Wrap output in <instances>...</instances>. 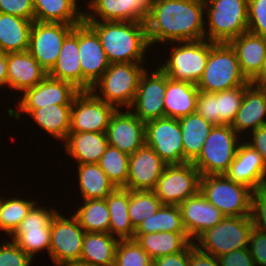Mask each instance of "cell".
<instances>
[{
	"label": "cell",
	"instance_id": "1",
	"mask_svg": "<svg viewBox=\"0 0 266 266\" xmlns=\"http://www.w3.org/2000/svg\"><path fill=\"white\" fill-rule=\"evenodd\" d=\"M204 16V0H151L145 21L150 46L205 39Z\"/></svg>",
	"mask_w": 266,
	"mask_h": 266
},
{
	"label": "cell",
	"instance_id": "2",
	"mask_svg": "<svg viewBox=\"0 0 266 266\" xmlns=\"http://www.w3.org/2000/svg\"><path fill=\"white\" fill-rule=\"evenodd\" d=\"M98 35L110 63H145L150 46L144 22L85 21Z\"/></svg>",
	"mask_w": 266,
	"mask_h": 266
},
{
	"label": "cell",
	"instance_id": "3",
	"mask_svg": "<svg viewBox=\"0 0 266 266\" xmlns=\"http://www.w3.org/2000/svg\"><path fill=\"white\" fill-rule=\"evenodd\" d=\"M251 83L242 73L236 52L231 45L210 42L206 67L196 84L198 90L216 93Z\"/></svg>",
	"mask_w": 266,
	"mask_h": 266
},
{
	"label": "cell",
	"instance_id": "4",
	"mask_svg": "<svg viewBox=\"0 0 266 266\" xmlns=\"http://www.w3.org/2000/svg\"><path fill=\"white\" fill-rule=\"evenodd\" d=\"M204 4L206 40L229 43L248 31V0H204Z\"/></svg>",
	"mask_w": 266,
	"mask_h": 266
},
{
	"label": "cell",
	"instance_id": "5",
	"mask_svg": "<svg viewBox=\"0 0 266 266\" xmlns=\"http://www.w3.org/2000/svg\"><path fill=\"white\" fill-rule=\"evenodd\" d=\"M145 69V66L141 63H111L102 76L93 84L90 91L97 98L115 106L117 109L121 107L129 109L135 98L140 77Z\"/></svg>",
	"mask_w": 266,
	"mask_h": 266
},
{
	"label": "cell",
	"instance_id": "6",
	"mask_svg": "<svg viewBox=\"0 0 266 266\" xmlns=\"http://www.w3.org/2000/svg\"><path fill=\"white\" fill-rule=\"evenodd\" d=\"M252 228L250 216H225L216 226L199 235L194 240V245L199 250L218 258L231 251L248 248Z\"/></svg>",
	"mask_w": 266,
	"mask_h": 266
},
{
	"label": "cell",
	"instance_id": "7",
	"mask_svg": "<svg viewBox=\"0 0 266 266\" xmlns=\"http://www.w3.org/2000/svg\"><path fill=\"white\" fill-rule=\"evenodd\" d=\"M241 139L231 125H214L192 164L201 176L224 174L235 158Z\"/></svg>",
	"mask_w": 266,
	"mask_h": 266
},
{
	"label": "cell",
	"instance_id": "8",
	"mask_svg": "<svg viewBox=\"0 0 266 266\" xmlns=\"http://www.w3.org/2000/svg\"><path fill=\"white\" fill-rule=\"evenodd\" d=\"M200 192L225 216H250L254 191L224 174L201 176Z\"/></svg>",
	"mask_w": 266,
	"mask_h": 266
},
{
	"label": "cell",
	"instance_id": "9",
	"mask_svg": "<svg viewBox=\"0 0 266 266\" xmlns=\"http://www.w3.org/2000/svg\"><path fill=\"white\" fill-rule=\"evenodd\" d=\"M180 44L171 49L169 57L159 68L174 81L197 84L206 67L210 41L174 42Z\"/></svg>",
	"mask_w": 266,
	"mask_h": 266
},
{
	"label": "cell",
	"instance_id": "10",
	"mask_svg": "<svg viewBox=\"0 0 266 266\" xmlns=\"http://www.w3.org/2000/svg\"><path fill=\"white\" fill-rule=\"evenodd\" d=\"M79 92L80 90L73 84L47 75L41 82L25 90L22 96L20 95L17 111L13 108H8L6 111L10 117L19 120L21 115H29L34 109L46 105H72Z\"/></svg>",
	"mask_w": 266,
	"mask_h": 266
},
{
	"label": "cell",
	"instance_id": "11",
	"mask_svg": "<svg viewBox=\"0 0 266 266\" xmlns=\"http://www.w3.org/2000/svg\"><path fill=\"white\" fill-rule=\"evenodd\" d=\"M200 179L192 162L167 165L153 192L162 204L179 205L200 191Z\"/></svg>",
	"mask_w": 266,
	"mask_h": 266
},
{
	"label": "cell",
	"instance_id": "12",
	"mask_svg": "<svg viewBox=\"0 0 266 266\" xmlns=\"http://www.w3.org/2000/svg\"><path fill=\"white\" fill-rule=\"evenodd\" d=\"M37 202L29 210L27 217L10 235L14 241L32 259L36 253L50 249L51 220L58 210L37 206ZM51 210V211H50Z\"/></svg>",
	"mask_w": 266,
	"mask_h": 266
},
{
	"label": "cell",
	"instance_id": "13",
	"mask_svg": "<svg viewBox=\"0 0 266 266\" xmlns=\"http://www.w3.org/2000/svg\"><path fill=\"white\" fill-rule=\"evenodd\" d=\"M85 231L74 215L66 218L58 211L51 220L49 256L56 266L80 260Z\"/></svg>",
	"mask_w": 266,
	"mask_h": 266
},
{
	"label": "cell",
	"instance_id": "14",
	"mask_svg": "<svg viewBox=\"0 0 266 266\" xmlns=\"http://www.w3.org/2000/svg\"><path fill=\"white\" fill-rule=\"evenodd\" d=\"M146 145L167 165L187 163L178 119L163 117L145 122Z\"/></svg>",
	"mask_w": 266,
	"mask_h": 266
},
{
	"label": "cell",
	"instance_id": "15",
	"mask_svg": "<svg viewBox=\"0 0 266 266\" xmlns=\"http://www.w3.org/2000/svg\"><path fill=\"white\" fill-rule=\"evenodd\" d=\"M75 25L33 21L28 52L49 73L57 62L65 38Z\"/></svg>",
	"mask_w": 266,
	"mask_h": 266
},
{
	"label": "cell",
	"instance_id": "16",
	"mask_svg": "<svg viewBox=\"0 0 266 266\" xmlns=\"http://www.w3.org/2000/svg\"><path fill=\"white\" fill-rule=\"evenodd\" d=\"M117 108L97 98L91 91H80L71 105L70 132L106 133Z\"/></svg>",
	"mask_w": 266,
	"mask_h": 266
},
{
	"label": "cell",
	"instance_id": "17",
	"mask_svg": "<svg viewBox=\"0 0 266 266\" xmlns=\"http://www.w3.org/2000/svg\"><path fill=\"white\" fill-rule=\"evenodd\" d=\"M148 73L146 68L129 107L130 111L143 122L165 117L166 74L159 67L150 72V75Z\"/></svg>",
	"mask_w": 266,
	"mask_h": 266
},
{
	"label": "cell",
	"instance_id": "18",
	"mask_svg": "<svg viewBox=\"0 0 266 266\" xmlns=\"http://www.w3.org/2000/svg\"><path fill=\"white\" fill-rule=\"evenodd\" d=\"M78 48L82 71V91H90L111 63L101 46L97 33L85 21L78 24Z\"/></svg>",
	"mask_w": 266,
	"mask_h": 266
},
{
	"label": "cell",
	"instance_id": "19",
	"mask_svg": "<svg viewBox=\"0 0 266 266\" xmlns=\"http://www.w3.org/2000/svg\"><path fill=\"white\" fill-rule=\"evenodd\" d=\"M167 164L146 144L129 156L128 178L124 188L153 191Z\"/></svg>",
	"mask_w": 266,
	"mask_h": 266
},
{
	"label": "cell",
	"instance_id": "20",
	"mask_svg": "<svg viewBox=\"0 0 266 266\" xmlns=\"http://www.w3.org/2000/svg\"><path fill=\"white\" fill-rule=\"evenodd\" d=\"M106 136L110 146L131 155L146 144L145 122L129 109L125 112L117 109L110 119Z\"/></svg>",
	"mask_w": 266,
	"mask_h": 266
},
{
	"label": "cell",
	"instance_id": "21",
	"mask_svg": "<svg viewBox=\"0 0 266 266\" xmlns=\"http://www.w3.org/2000/svg\"><path fill=\"white\" fill-rule=\"evenodd\" d=\"M87 5V10L89 11L84 12V21H133L145 23L151 0H90ZM97 16L99 19L96 18Z\"/></svg>",
	"mask_w": 266,
	"mask_h": 266
},
{
	"label": "cell",
	"instance_id": "22",
	"mask_svg": "<svg viewBox=\"0 0 266 266\" xmlns=\"http://www.w3.org/2000/svg\"><path fill=\"white\" fill-rule=\"evenodd\" d=\"M224 175L253 191L266 189V166L262 156L245 139L239 144L235 158Z\"/></svg>",
	"mask_w": 266,
	"mask_h": 266
},
{
	"label": "cell",
	"instance_id": "23",
	"mask_svg": "<svg viewBox=\"0 0 266 266\" xmlns=\"http://www.w3.org/2000/svg\"><path fill=\"white\" fill-rule=\"evenodd\" d=\"M188 237L194 240L205 230L216 226L225 215L198 192L178 205Z\"/></svg>",
	"mask_w": 266,
	"mask_h": 266
},
{
	"label": "cell",
	"instance_id": "24",
	"mask_svg": "<svg viewBox=\"0 0 266 266\" xmlns=\"http://www.w3.org/2000/svg\"><path fill=\"white\" fill-rule=\"evenodd\" d=\"M229 44L235 50L242 73L256 82L262 75L266 63V38L246 31Z\"/></svg>",
	"mask_w": 266,
	"mask_h": 266
},
{
	"label": "cell",
	"instance_id": "25",
	"mask_svg": "<svg viewBox=\"0 0 266 266\" xmlns=\"http://www.w3.org/2000/svg\"><path fill=\"white\" fill-rule=\"evenodd\" d=\"M263 125H266V85L252 82L245 89L241 106L231 127L242 137V132L248 131L249 134Z\"/></svg>",
	"mask_w": 266,
	"mask_h": 266
},
{
	"label": "cell",
	"instance_id": "26",
	"mask_svg": "<svg viewBox=\"0 0 266 266\" xmlns=\"http://www.w3.org/2000/svg\"><path fill=\"white\" fill-rule=\"evenodd\" d=\"M7 86L23 93L41 82L48 73L27 51L7 53Z\"/></svg>",
	"mask_w": 266,
	"mask_h": 266
},
{
	"label": "cell",
	"instance_id": "27",
	"mask_svg": "<svg viewBox=\"0 0 266 266\" xmlns=\"http://www.w3.org/2000/svg\"><path fill=\"white\" fill-rule=\"evenodd\" d=\"M109 142L106 133L70 132L64 141L66 153L79 164L98 163Z\"/></svg>",
	"mask_w": 266,
	"mask_h": 266
},
{
	"label": "cell",
	"instance_id": "28",
	"mask_svg": "<svg viewBox=\"0 0 266 266\" xmlns=\"http://www.w3.org/2000/svg\"><path fill=\"white\" fill-rule=\"evenodd\" d=\"M48 76L73 84L82 91V71L79 60L78 25L65 38L57 62Z\"/></svg>",
	"mask_w": 266,
	"mask_h": 266
},
{
	"label": "cell",
	"instance_id": "29",
	"mask_svg": "<svg viewBox=\"0 0 266 266\" xmlns=\"http://www.w3.org/2000/svg\"><path fill=\"white\" fill-rule=\"evenodd\" d=\"M198 92L196 84L174 81L166 75L165 117L179 119L195 113Z\"/></svg>",
	"mask_w": 266,
	"mask_h": 266
},
{
	"label": "cell",
	"instance_id": "30",
	"mask_svg": "<svg viewBox=\"0 0 266 266\" xmlns=\"http://www.w3.org/2000/svg\"><path fill=\"white\" fill-rule=\"evenodd\" d=\"M77 0H33L34 21L78 25L84 21Z\"/></svg>",
	"mask_w": 266,
	"mask_h": 266
},
{
	"label": "cell",
	"instance_id": "31",
	"mask_svg": "<svg viewBox=\"0 0 266 266\" xmlns=\"http://www.w3.org/2000/svg\"><path fill=\"white\" fill-rule=\"evenodd\" d=\"M119 241L110 233L85 232L80 260L93 266H114Z\"/></svg>",
	"mask_w": 266,
	"mask_h": 266
},
{
	"label": "cell",
	"instance_id": "32",
	"mask_svg": "<svg viewBox=\"0 0 266 266\" xmlns=\"http://www.w3.org/2000/svg\"><path fill=\"white\" fill-rule=\"evenodd\" d=\"M133 239L148 253L152 260L184 251L193 241L187 232H157L134 234Z\"/></svg>",
	"mask_w": 266,
	"mask_h": 266
},
{
	"label": "cell",
	"instance_id": "33",
	"mask_svg": "<svg viewBox=\"0 0 266 266\" xmlns=\"http://www.w3.org/2000/svg\"><path fill=\"white\" fill-rule=\"evenodd\" d=\"M33 21L0 12V52H23L29 49Z\"/></svg>",
	"mask_w": 266,
	"mask_h": 266
},
{
	"label": "cell",
	"instance_id": "34",
	"mask_svg": "<svg viewBox=\"0 0 266 266\" xmlns=\"http://www.w3.org/2000/svg\"><path fill=\"white\" fill-rule=\"evenodd\" d=\"M184 148V159L193 162L201 153L203 144L209 136L213 124L196 112L178 119Z\"/></svg>",
	"mask_w": 266,
	"mask_h": 266
},
{
	"label": "cell",
	"instance_id": "35",
	"mask_svg": "<svg viewBox=\"0 0 266 266\" xmlns=\"http://www.w3.org/2000/svg\"><path fill=\"white\" fill-rule=\"evenodd\" d=\"M105 199L110 213L109 233L118 239H133L135 228L128 214L129 189L117 187Z\"/></svg>",
	"mask_w": 266,
	"mask_h": 266
},
{
	"label": "cell",
	"instance_id": "36",
	"mask_svg": "<svg viewBox=\"0 0 266 266\" xmlns=\"http://www.w3.org/2000/svg\"><path fill=\"white\" fill-rule=\"evenodd\" d=\"M29 116L55 139L64 142L70 133L71 105H46L34 109Z\"/></svg>",
	"mask_w": 266,
	"mask_h": 266
},
{
	"label": "cell",
	"instance_id": "37",
	"mask_svg": "<svg viewBox=\"0 0 266 266\" xmlns=\"http://www.w3.org/2000/svg\"><path fill=\"white\" fill-rule=\"evenodd\" d=\"M77 168L83 200L105 199L116 188L97 163L79 164Z\"/></svg>",
	"mask_w": 266,
	"mask_h": 266
},
{
	"label": "cell",
	"instance_id": "38",
	"mask_svg": "<svg viewBox=\"0 0 266 266\" xmlns=\"http://www.w3.org/2000/svg\"><path fill=\"white\" fill-rule=\"evenodd\" d=\"M73 214L85 232L109 233L110 213L106 199L83 200Z\"/></svg>",
	"mask_w": 266,
	"mask_h": 266
},
{
	"label": "cell",
	"instance_id": "39",
	"mask_svg": "<svg viewBox=\"0 0 266 266\" xmlns=\"http://www.w3.org/2000/svg\"><path fill=\"white\" fill-rule=\"evenodd\" d=\"M186 232L178 205L162 204L155 214L143 220L134 234Z\"/></svg>",
	"mask_w": 266,
	"mask_h": 266
},
{
	"label": "cell",
	"instance_id": "40",
	"mask_svg": "<svg viewBox=\"0 0 266 266\" xmlns=\"http://www.w3.org/2000/svg\"><path fill=\"white\" fill-rule=\"evenodd\" d=\"M35 203L32 200H23L16 196L6 199L3 196L0 202V231L10 236L27 217L29 210Z\"/></svg>",
	"mask_w": 266,
	"mask_h": 266
},
{
	"label": "cell",
	"instance_id": "41",
	"mask_svg": "<svg viewBox=\"0 0 266 266\" xmlns=\"http://www.w3.org/2000/svg\"><path fill=\"white\" fill-rule=\"evenodd\" d=\"M129 156L118 148L109 145L97 163L116 188L126 186Z\"/></svg>",
	"mask_w": 266,
	"mask_h": 266
},
{
	"label": "cell",
	"instance_id": "42",
	"mask_svg": "<svg viewBox=\"0 0 266 266\" xmlns=\"http://www.w3.org/2000/svg\"><path fill=\"white\" fill-rule=\"evenodd\" d=\"M161 206L160 199L153 191L129 190L128 214L135 229L143 220L155 214Z\"/></svg>",
	"mask_w": 266,
	"mask_h": 266
},
{
	"label": "cell",
	"instance_id": "43",
	"mask_svg": "<svg viewBox=\"0 0 266 266\" xmlns=\"http://www.w3.org/2000/svg\"><path fill=\"white\" fill-rule=\"evenodd\" d=\"M249 85H242L230 90L217 92L218 125H231L239 110L245 89Z\"/></svg>",
	"mask_w": 266,
	"mask_h": 266
},
{
	"label": "cell",
	"instance_id": "44",
	"mask_svg": "<svg viewBox=\"0 0 266 266\" xmlns=\"http://www.w3.org/2000/svg\"><path fill=\"white\" fill-rule=\"evenodd\" d=\"M153 260L135 239H120L114 266H152Z\"/></svg>",
	"mask_w": 266,
	"mask_h": 266
},
{
	"label": "cell",
	"instance_id": "45",
	"mask_svg": "<svg viewBox=\"0 0 266 266\" xmlns=\"http://www.w3.org/2000/svg\"><path fill=\"white\" fill-rule=\"evenodd\" d=\"M248 31L266 38V0H248Z\"/></svg>",
	"mask_w": 266,
	"mask_h": 266
},
{
	"label": "cell",
	"instance_id": "46",
	"mask_svg": "<svg viewBox=\"0 0 266 266\" xmlns=\"http://www.w3.org/2000/svg\"><path fill=\"white\" fill-rule=\"evenodd\" d=\"M33 259L14 241L0 244V266H31Z\"/></svg>",
	"mask_w": 266,
	"mask_h": 266
},
{
	"label": "cell",
	"instance_id": "47",
	"mask_svg": "<svg viewBox=\"0 0 266 266\" xmlns=\"http://www.w3.org/2000/svg\"><path fill=\"white\" fill-rule=\"evenodd\" d=\"M196 113L213 125H218L217 92L209 93L199 90L197 94Z\"/></svg>",
	"mask_w": 266,
	"mask_h": 266
},
{
	"label": "cell",
	"instance_id": "48",
	"mask_svg": "<svg viewBox=\"0 0 266 266\" xmlns=\"http://www.w3.org/2000/svg\"><path fill=\"white\" fill-rule=\"evenodd\" d=\"M250 217L253 227L266 233V189L253 192Z\"/></svg>",
	"mask_w": 266,
	"mask_h": 266
},
{
	"label": "cell",
	"instance_id": "49",
	"mask_svg": "<svg viewBox=\"0 0 266 266\" xmlns=\"http://www.w3.org/2000/svg\"><path fill=\"white\" fill-rule=\"evenodd\" d=\"M249 252L255 266H266V233L253 227L249 234Z\"/></svg>",
	"mask_w": 266,
	"mask_h": 266
},
{
	"label": "cell",
	"instance_id": "50",
	"mask_svg": "<svg viewBox=\"0 0 266 266\" xmlns=\"http://www.w3.org/2000/svg\"><path fill=\"white\" fill-rule=\"evenodd\" d=\"M0 12L34 21L33 0H0Z\"/></svg>",
	"mask_w": 266,
	"mask_h": 266
},
{
	"label": "cell",
	"instance_id": "51",
	"mask_svg": "<svg viewBox=\"0 0 266 266\" xmlns=\"http://www.w3.org/2000/svg\"><path fill=\"white\" fill-rule=\"evenodd\" d=\"M220 266H255L248 248L231 251L218 257Z\"/></svg>",
	"mask_w": 266,
	"mask_h": 266
},
{
	"label": "cell",
	"instance_id": "52",
	"mask_svg": "<svg viewBox=\"0 0 266 266\" xmlns=\"http://www.w3.org/2000/svg\"><path fill=\"white\" fill-rule=\"evenodd\" d=\"M189 266H220L217 257L199 250L192 242L189 245Z\"/></svg>",
	"mask_w": 266,
	"mask_h": 266
},
{
	"label": "cell",
	"instance_id": "53",
	"mask_svg": "<svg viewBox=\"0 0 266 266\" xmlns=\"http://www.w3.org/2000/svg\"><path fill=\"white\" fill-rule=\"evenodd\" d=\"M249 134L245 142L261 154L264 165L266 166V125L260 126Z\"/></svg>",
	"mask_w": 266,
	"mask_h": 266
},
{
	"label": "cell",
	"instance_id": "54",
	"mask_svg": "<svg viewBox=\"0 0 266 266\" xmlns=\"http://www.w3.org/2000/svg\"><path fill=\"white\" fill-rule=\"evenodd\" d=\"M154 266H189V246L179 253L169 254L153 260Z\"/></svg>",
	"mask_w": 266,
	"mask_h": 266
},
{
	"label": "cell",
	"instance_id": "55",
	"mask_svg": "<svg viewBox=\"0 0 266 266\" xmlns=\"http://www.w3.org/2000/svg\"><path fill=\"white\" fill-rule=\"evenodd\" d=\"M7 53L0 52V88L7 87Z\"/></svg>",
	"mask_w": 266,
	"mask_h": 266
},
{
	"label": "cell",
	"instance_id": "56",
	"mask_svg": "<svg viewBox=\"0 0 266 266\" xmlns=\"http://www.w3.org/2000/svg\"><path fill=\"white\" fill-rule=\"evenodd\" d=\"M58 266H93L90 263L83 262L81 260L67 262Z\"/></svg>",
	"mask_w": 266,
	"mask_h": 266
},
{
	"label": "cell",
	"instance_id": "57",
	"mask_svg": "<svg viewBox=\"0 0 266 266\" xmlns=\"http://www.w3.org/2000/svg\"><path fill=\"white\" fill-rule=\"evenodd\" d=\"M256 83L266 85V63L263 70V75L256 81Z\"/></svg>",
	"mask_w": 266,
	"mask_h": 266
}]
</instances>
